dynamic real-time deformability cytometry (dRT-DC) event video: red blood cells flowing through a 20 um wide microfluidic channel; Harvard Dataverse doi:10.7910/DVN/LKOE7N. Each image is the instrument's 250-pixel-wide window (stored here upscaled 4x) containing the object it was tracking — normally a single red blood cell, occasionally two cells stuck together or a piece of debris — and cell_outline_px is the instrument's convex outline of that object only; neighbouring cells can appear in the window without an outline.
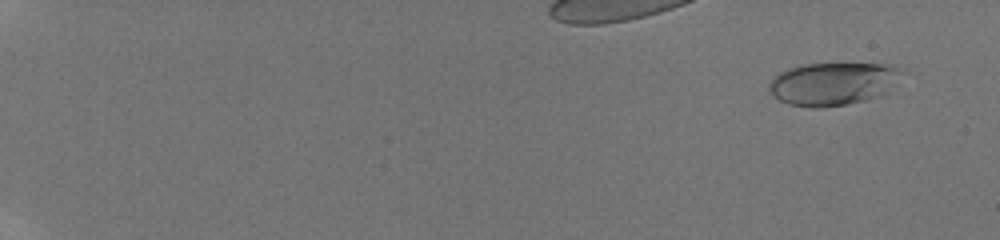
{"species": "human", "species_latin": "Homo sapiens", "temperature_condition": "room temperature", "stored_images_in_passage": 41, "camera_frame_rate_fps": 3000, "um_per_image_px": 0.085, "donor": {"sex": "male"}, "frame": {"image": 1, "passage_image": 12, "time_ms": 1.333, "image_size_px": [1000, 240], "cell_outline_px": [[904, 72], [880, 96], [864, 100], [844, 104], [820, 108], [812, 108], [788, 104], [772, 96], [768, 88], [768, 84], [780, 72], [788, 68], [804, 64], [892, 64], [904, 68]], "centroid_in_image_um": [70.78, 7.11], "position_along_channel_um": 14.2, "area_um2": 33.0}}
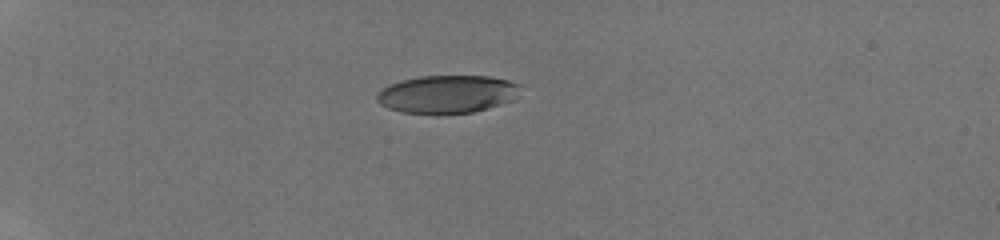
{"frame": {"image": 2, "passage_image": 31, "time_ms": 6.0, "image_size_px": [1000, 240], "cell_outline_px": [[520, 84], [512, 100], [488, 108], [472, 112], [440, 116], [436, 116], [400, 112], [388, 108], [380, 104], [376, 100], [376, 92], [388, 84], [400, 80], [420, 76], [488, 76], [508, 80]], "centroid_in_image_um": [37.92, 8.03], "position_along_channel_um": 47.1, "area_um2": 32.31}}